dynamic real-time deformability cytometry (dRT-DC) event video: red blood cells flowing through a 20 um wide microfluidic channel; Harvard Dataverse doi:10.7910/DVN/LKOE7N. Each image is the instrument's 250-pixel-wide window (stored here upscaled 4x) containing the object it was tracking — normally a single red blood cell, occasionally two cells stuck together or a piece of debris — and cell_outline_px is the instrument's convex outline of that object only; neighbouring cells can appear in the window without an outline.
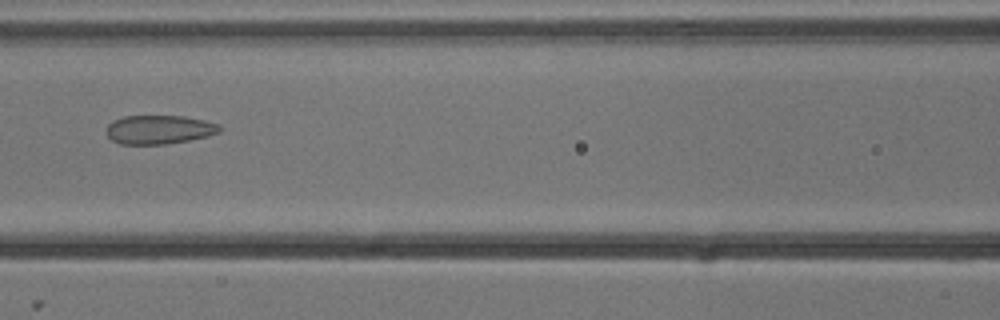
{"species": "common noctule bat (a hibernating species)", "species_latin": "Nyctalus noctula", "temperature_condition": "cold", "stored_images_in_passage": 5, "camera_frame_rate_fps": 3000, "um_per_image_px": 0.085, "animal": {"sex": "male", "body_mass_g": 13.3}, "frame": {"image": 1, "passage_image": 5, "time_ms": 1.333, "image_size_px": [1000, 320], "cell_outline_px": [[220, 132], [208, 136], [188, 140], [164, 144], [120, 144], [112, 140], [108, 136], [108, 124], [112, 120], [124, 116], [184, 116], [204, 120], [220, 124]], "centroid_in_image_um": [13.53, 11.01], "position_along_channel_um": 153.1, "area_um2": 18.96}}